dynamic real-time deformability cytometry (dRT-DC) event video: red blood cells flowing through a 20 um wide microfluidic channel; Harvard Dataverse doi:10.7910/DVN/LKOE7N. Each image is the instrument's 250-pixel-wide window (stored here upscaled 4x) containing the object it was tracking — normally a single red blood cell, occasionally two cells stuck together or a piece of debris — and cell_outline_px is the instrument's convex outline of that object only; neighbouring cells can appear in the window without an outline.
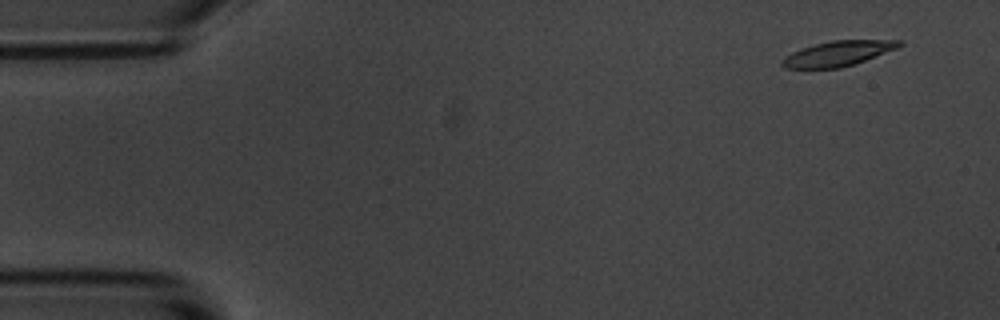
{"species": "common noctule bat (a hibernating species)", "species_latin": "Nyctalus noctula", "temperature_condition": "room temperature", "stored_images_in_passage": 6, "camera_frame_rate_fps": 3000, "um_per_image_px": 0.085, "animal": {"sex": "male", "body_mass_g": 20.1, "forearm_length_mm": 53.5}, "frame": {"image": 1, "passage_image": 1, "time_ms": 0.0, "image_size_px": [1000, 320], "cell_outline_px": [[904, 44], [896, 48], [864, 60], [840, 68], [784, 68], [780, 64], [780, 60], [792, 52], [812, 44], [832, 40], [904, 40]], "centroid_in_image_um": [71.18, 4.54], "position_along_channel_um": 13.8, "area_um2": 16.99}}
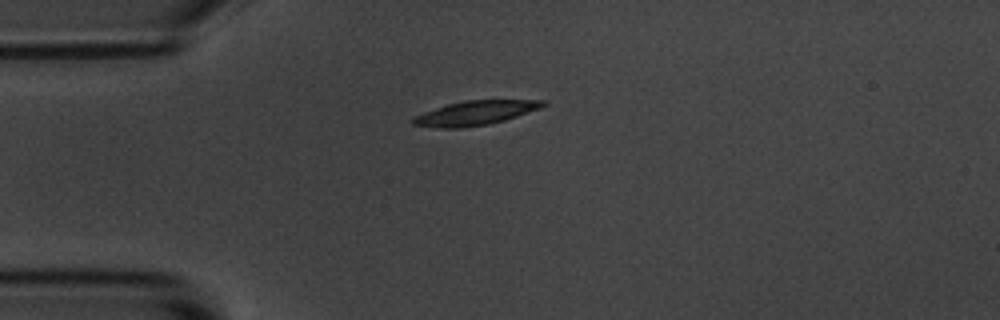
{"frame": {"image": 2, "passage_image": 4, "time_ms": 3.333, "image_size_px": [1000, 320], "cell_outline_px": [[548, 104], [540, 108], [504, 120], [488, 124], [460, 128], [440, 128], [412, 124], [408, 120], [424, 112], [448, 104], [468, 100], [548, 100]], "centroid_in_image_um": [40.4, 9.6], "position_along_channel_um": 44.6, "area_um2": 18.21}}
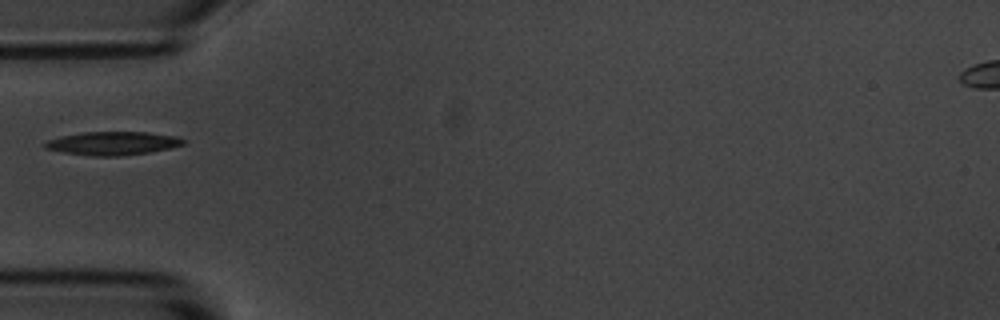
{"frame": {"image": 3, "passage_image": 5, "time_ms": 4.667, "image_size_px": [1000, 320], "cell_outline_px": [[188, 140], [184, 144], [172, 148], [148, 152], [120, 156], [92, 156], [64, 152], [44, 148], [44, 140], [60, 136], [84, 132], [148, 132], [176, 136]], "centroid_in_image_um": [9.59, 12.17], "position_along_channel_um": 75.4, "area_um2": 19.02}}